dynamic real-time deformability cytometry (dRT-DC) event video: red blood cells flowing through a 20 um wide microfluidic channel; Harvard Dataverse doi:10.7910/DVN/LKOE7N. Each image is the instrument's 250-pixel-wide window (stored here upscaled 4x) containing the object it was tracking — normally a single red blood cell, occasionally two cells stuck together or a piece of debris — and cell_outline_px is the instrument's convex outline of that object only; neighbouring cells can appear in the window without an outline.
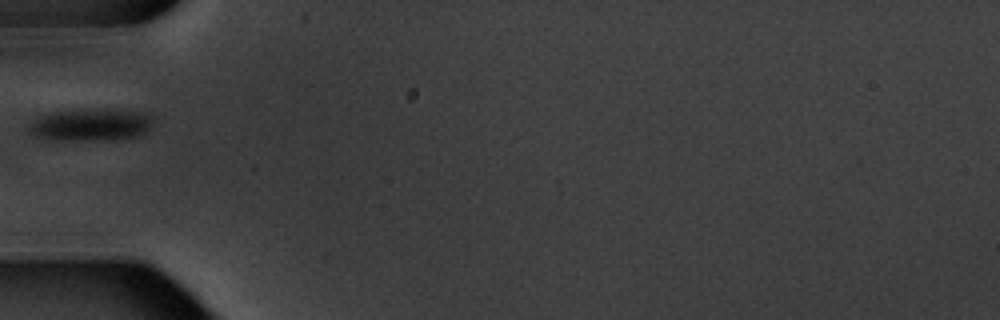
{"species": "common noctule bat (a hibernating species)", "species_latin": "Nyctalus noctula", "temperature_condition": "warm", "stored_images_in_passage": 1, "camera_frame_rate_fps": 3000, "um_per_image_px": 0.085, "animal": {"sex": "male", "body_mass_g": 20.1, "forearm_length_mm": 53.5}, "frame": {"image": 1, "passage_image": 1, "time_ms": 0.0, "image_size_px": [1000, 320], "cell_outline_px": [[156, 120], [144, 132], [136, 136], [104, 140], [44, 140], [28, 132], [28, 124], [40, 116], [52, 112], [88, 108], [120, 108], [152, 112]], "centroid_in_image_um": [7.77, 10.56], "position_along_channel_um": 77.2, "area_um2": 24.33}}